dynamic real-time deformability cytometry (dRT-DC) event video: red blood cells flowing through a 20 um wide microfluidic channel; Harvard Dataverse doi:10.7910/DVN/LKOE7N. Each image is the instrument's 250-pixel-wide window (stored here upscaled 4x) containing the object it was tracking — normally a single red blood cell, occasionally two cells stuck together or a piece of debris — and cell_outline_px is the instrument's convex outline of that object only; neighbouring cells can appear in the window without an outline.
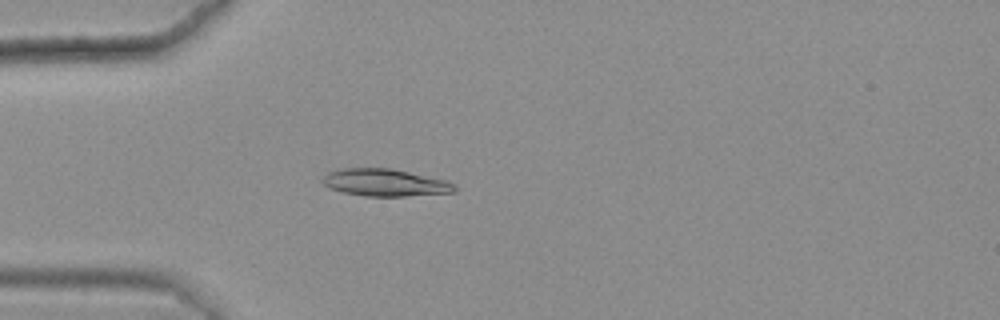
{"species": "common noctule bat (a hibernating species)", "species_latin": "Nyctalus noctula", "temperature_condition": "warm", "stored_images_in_passage": 48, "camera_frame_rate_fps": 3000, "um_per_image_px": 0.085, "animal": {"sex": "female", "body_mass_g": 25.1}, "frame": {"image": 1, "passage_image": 16, "time_ms": 5.0, "image_size_px": [1000, 320], "cell_outline_px": [[456, 192], [404, 196], [364, 196], [344, 192], [328, 188], [320, 180], [328, 172], [336, 168], [388, 168], [408, 172], [444, 180], [452, 184], [456, 188]], "centroid_in_image_um": [32.65, 15.52], "position_along_channel_um": 52.4, "area_um2": 20.81}}
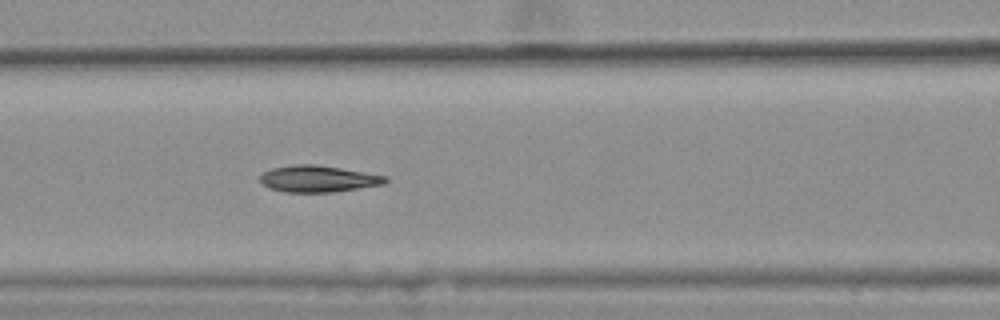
{"frame": {"image": 2, "passage_image": 24, "time_ms": 7.667, "image_size_px": [1000, 320], "cell_outline_px": [[388, 180], [384, 184], [332, 192], [284, 192], [268, 188], [260, 180], [260, 176], [264, 172], [272, 168], [296, 164], [312, 164], [340, 168], [388, 176]], "centroid_in_image_um": [27.04, 15.2], "position_along_channel_um": 139.6, "area_um2": 19.25}}
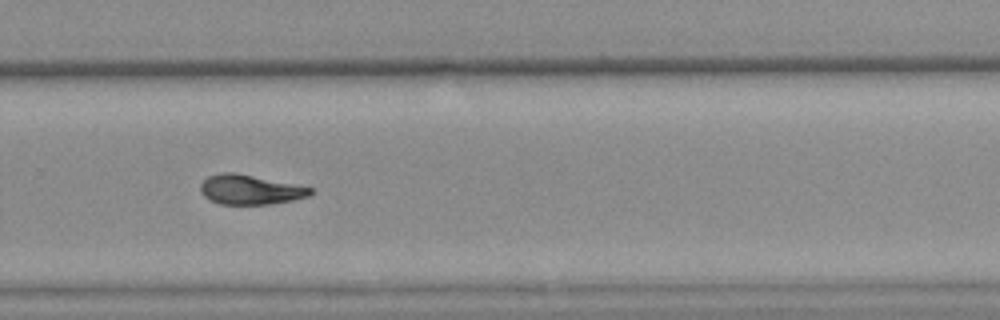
{"frame": {"image": 3, "passage_image": 38, "time_ms": 12.333, "image_size_px": [1000, 320], "cell_outline_px": [[312, 192], [308, 196], [292, 200], [268, 204], [220, 204], [204, 196], [200, 192], [200, 184], [208, 176], [220, 172], [236, 172], [296, 184], [312, 188]], "centroid_in_image_um": [21.23, 16.1], "position_along_channel_um": 308.6, "area_um2": 18.96}, "authors_computed_cell_mechanics": {"area_um2": 19.6231, "velocity_mm_per_s": 3.6335, "shape_relaxation_time_tau1_ms": null, "shape_relaxation_time_tau2_ms": 2.495, "deformation_change_tau1": null, "deformation_change_tau2": 0.0688}}